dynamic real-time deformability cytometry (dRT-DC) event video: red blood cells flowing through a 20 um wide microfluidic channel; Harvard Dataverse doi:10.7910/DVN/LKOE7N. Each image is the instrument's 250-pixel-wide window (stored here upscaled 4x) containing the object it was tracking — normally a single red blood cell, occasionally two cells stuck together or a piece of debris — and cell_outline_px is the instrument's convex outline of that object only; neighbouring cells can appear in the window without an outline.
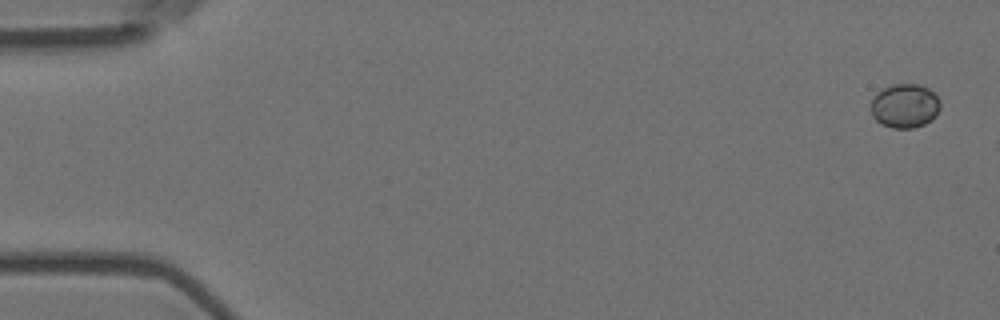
{"species": "Egyptian fruit bat (a non-hibernating species)", "species_latin": "Rousettus aegyptiacus", "temperature_condition": "room temperature", "stored_images_in_passage": 2, "camera_frame_rate_fps": 3000, "um_per_image_px": 0.085, "animal": {"sex": "female"}, "frame": {"image": 1, "passage_image": 1, "time_ms": 0.0, "image_size_px": [1000, 320], "cell_outline_px": [[940, 108], [936, 116], [932, 120], [924, 124], [912, 128], [892, 128], [876, 120], [872, 116], [868, 108], [872, 100], [884, 88], [892, 84], [920, 84], [928, 88], [940, 100]], "centroid_in_image_um": [76.91, 9.0], "position_along_channel_um": 8.1, "area_um2": 17.86}}